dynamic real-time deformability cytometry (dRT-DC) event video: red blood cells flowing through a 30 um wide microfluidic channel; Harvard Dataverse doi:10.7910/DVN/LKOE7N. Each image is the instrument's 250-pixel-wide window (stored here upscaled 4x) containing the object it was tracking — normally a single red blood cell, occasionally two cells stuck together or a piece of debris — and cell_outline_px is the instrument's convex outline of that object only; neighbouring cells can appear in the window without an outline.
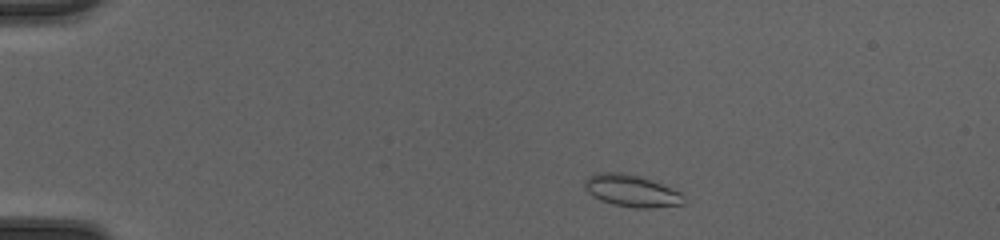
{"species": "common noctule bat (a hibernating species)", "species_latin": "Nyctalus noctula", "temperature_condition": "cold", "stored_images_in_passage": 43, "camera_frame_rate_fps": 3000, "um_per_image_px": 0.085, "animal": {"sex": "female", "body_mass_g": 20.0, "forearm_length_mm": 54.0}, "frame": {"image": 1, "passage_image": 4, "time_ms": 1.0, "image_size_px": [1000, 240], "cell_outline_px": [[684, 204], [652, 208], [636, 208], [612, 204], [600, 200], [592, 196], [584, 188], [584, 180], [588, 176], [596, 172], [620, 172], [636, 176], [660, 184], [680, 192], [684, 196]], "centroid_in_image_um": [53.62, 16.23], "position_along_channel_um": 31.4, "area_um2": 18.32}}
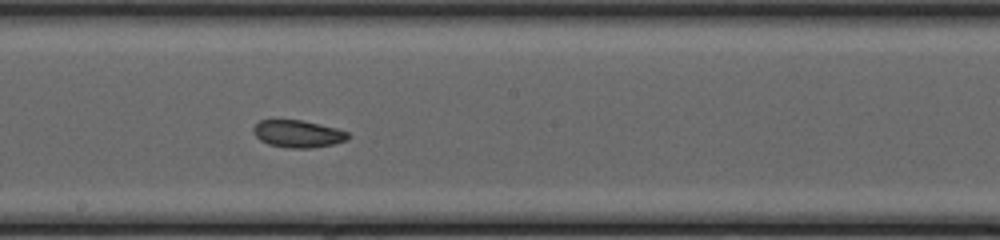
{"frame": {"image": 2, "passage_image": 23, "time_ms": 7.333, "image_size_px": [1000, 240], "cell_outline_px": [[352, 136], [348, 140], [332, 144], [312, 148], [288, 148], [268, 144], [260, 140], [252, 132], [252, 128], [260, 120], [300, 120], [320, 124], [336, 128], [348, 132]], "centroid_in_image_um": [25.34, 11.38], "position_along_channel_um": 222.9, "area_um2": 15.14}}
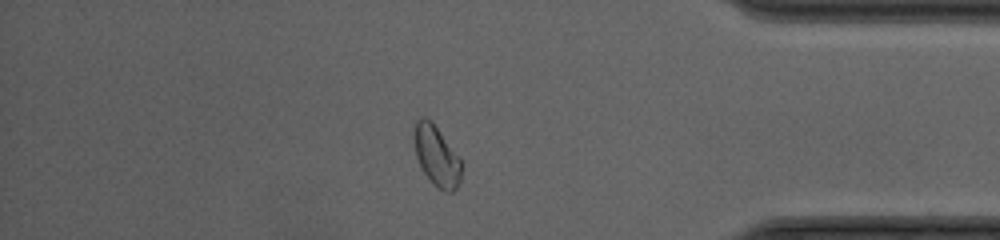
{"frame": {"image": 3, "passage_image": 37, "time_ms": 12.0, "image_size_px": [1000, 240], "cell_outline_px": [[460, 180], [456, 188], [452, 192], [444, 192], [432, 184], [424, 172], [416, 156], [412, 140], [412, 132], [416, 120], [420, 116], [424, 116], [432, 120], [460, 160]], "centroid_in_image_um": [37.04, 13.21], "position_along_channel_um": 398.2, "area_um2": 16.7}, "authors_computed_cell_mechanics": {"area_um2": 16.7042, "velocity_mm_per_s": 4.2492, "shape_relaxation_time_tau1_ms": null, "shape_relaxation_time_tau2_ms": 1.8103, "deformation_change_tau1": null, "deformation_change_tau2": 0.0753}}